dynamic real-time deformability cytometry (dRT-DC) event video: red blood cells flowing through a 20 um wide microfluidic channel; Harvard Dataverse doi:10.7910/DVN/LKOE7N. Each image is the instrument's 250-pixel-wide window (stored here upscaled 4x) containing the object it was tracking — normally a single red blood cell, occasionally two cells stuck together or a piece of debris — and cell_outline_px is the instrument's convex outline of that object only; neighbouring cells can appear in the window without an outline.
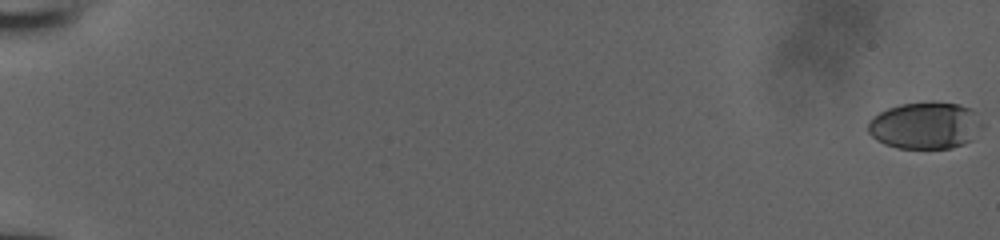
{"species": "human", "species_latin": "Homo sapiens", "temperature_condition": "room temperature", "stored_images_in_passage": 55, "camera_frame_rate_fps": 3000, "um_per_image_px": 0.085, "donor": {"sex": "male"}, "frame": {"image": 1, "passage_image": 1, "time_ms": 0.0, "image_size_px": [1000, 240], "cell_outline_px": [[976, 112], [972, 140], [964, 144], [952, 148], [900, 148], [884, 144], [876, 140], [868, 132], [868, 120], [872, 116], [888, 108], [900, 104], [932, 100], [960, 104], [972, 108]], "centroid_in_image_um": [78.53, 10.64], "position_along_channel_um": 6.5, "area_um2": 30.92}}
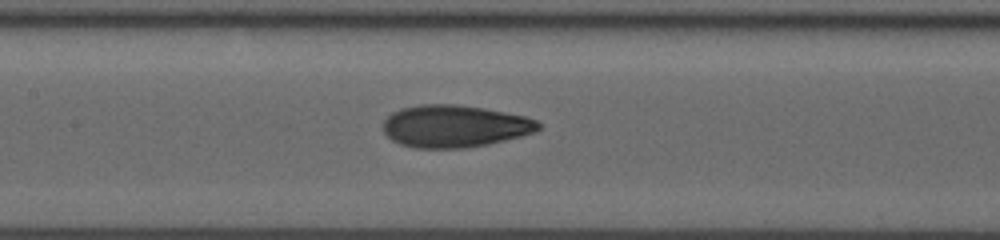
{"frame": {"image": 2, "passage_image": 30, "time_ms": 9.667, "image_size_px": [1000, 240], "cell_outline_px": [[540, 128], [536, 132], [488, 144], [464, 148], [416, 148], [400, 144], [392, 140], [380, 128], [384, 120], [392, 112], [400, 108], [420, 104], [456, 104], [484, 108], [524, 116], [536, 120], [540, 124]], "centroid_in_image_um": [38.6, 10.72], "position_along_channel_um": 168.8, "area_um2": 38.38}}
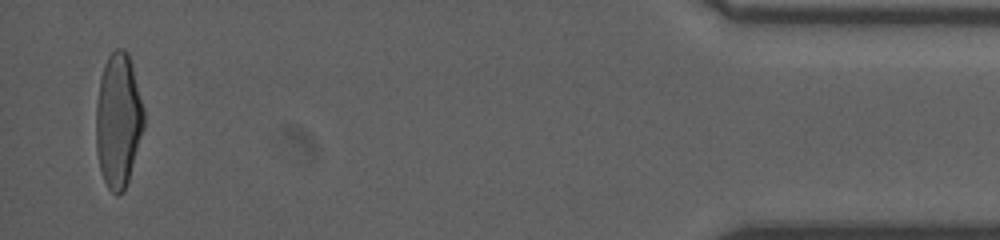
{"frame": {"image": 3, "passage_image": 54, "time_ms": 17.667, "image_size_px": [1000, 240], "cell_outline_px": [[144, 128], [128, 180], [124, 192], [116, 196], [108, 188], [100, 172], [96, 148], [96, 104], [100, 80], [104, 64], [108, 56], [116, 48], [124, 48], [128, 52], [144, 108]], "centroid_in_image_um": [10.05, 10.25], "position_along_channel_um": 425.2, "area_um2": 37.57}}